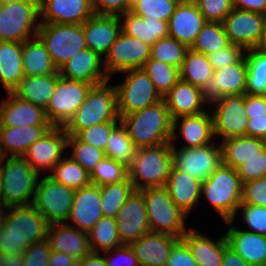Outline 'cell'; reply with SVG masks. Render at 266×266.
I'll return each instance as SVG.
<instances>
[{"instance_id": "cell-18", "label": "cell", "mask_w": 266, "mask_h": 266, "mask_svg": "<svg viewBox=\"0 0 266 266\" xmlns=\"http://www.w3.org/2000/svg\"><path fill=\"white\" fill-rule=\"evenodd\" d=\"M115 218L122 244H131L150 232L146 204L140 191L129 196Z\"/></svg>"}, {"instance_id": "cell-2", "label": "cell", "mask_w": 266, "mask_h": 266, "mask_svg": "<svg viewBox=\"0 0 266 266\" xmlns=\"http://www.w3.org/2000/svg\"><path fill=\"white\" fill-rule=\"evenodd\" d=\"M137 148L171 142L173 120L164 99L120 118Z\"/></svg>"}, {"instance_id": "cell-11", "label": "cell", "mask_w": 266, "mask_h": 266, "mask_svg": "<svg viewBox=\"0 0 266 266\" xmlns=\"http://www.w3.org/2000/svg\"><path fill=\"white\" fill-rule=\"evenodd\" d=\"M75 191L44 176L38 179L33 206L50 223H66Z\"/></svg>"}, {"instance_id": "cell-50", "label": "cell", "mask_w": 266, "mask_h": 266, "mask_svg": "<svg viewBox=\"0 0 266 266\" xmlns=\"http://www.w3.org/2000/svg\"><path fill=\"white\" fill-rule=\"evenodd\" d=\"M178 4L179 0H137L130 11L140 17L168 22Z\"/></svg>"}, {"instance_id": "cell-75", "label": "cell", "mask_w": 266, "mask_h": 266, "mask_svg": "<svg viewBox=\"0 0 266 266\" xmlns=\"http://www.w3.org/2000/svg\"><path fill=\"white\" fill-rule=\"evenodd\" d=\"M137 0H130L131 5H133Z\"/></svg>"}, {"instance_id": "cell-35", "label": "cell", "mask_w": 266, "mask_h": 266, "mask_svg": "<svg viewBox=\"0 0 266 266\" xmlns=\"http://www.w3.org/2000/svg\"><path fill=\"white\" fill-rule=\"evenodd\" d=\"M60 77L59 72L42 76H24L12 93L45 109Z\"/></svg>"}, {"instance_id": "cell-60", "label": "cell", "mask_w": 266, "mask_h": 266, "mask_svg": "<svg viewBox=\"0 0 266 266\" xmlns=\"http://www.w3.org/2000/svg\"><path fill=\"white\" fill-rule=\"evenodd\" d=\"M94 14L119 15L130 11V0H92Z\"/></svg>"}, {"instance_id": "cell-16", "label": "cell", "mask_w": 266, "mask_h": 266, "mask_svg": "<svg viewBox=\"0 0 266 266\" xmlns=\"http://www.w3.org/2000/svg\"><path fill=\"white\" fill-rule=\"evenodd\" d=\"M68 135L63 126H52L39 140L34 142L23 155L33 170L41 176V171H52L64 157Z\"/></svg>"}, {"instance_id": "cell-8", "label": "cell", "mask_w": 266, "mask_h": 266, "mask_svg": "<svg viewBox=\"0 0 266 266\" xmlns=\"http://www.w3.org/2000/svg\"><path fill=\"white\" fill-rule=\"evenodd\" d=\"M146 204L147 219L151 232L167 233L182 238L188 231L187 215L173 202L165 187L140 190Z\"/></svg>"}, {"instance_id": "cell-46", "label": "cell", "mask_w": 266, "mask_h": 266, "mask_svg": "<svg viewBox=\"0 0 266 266\" xmlns=\"http://www.w3.org/2000/svg\"><path fill=\"white\" fill-rule=\"evenodd\" d=\"M228 44L229 41L222 23L206 22L197 35L191 49L207 56Z\"/></svg>"}, {"instance_id": "cell-34", "label": "cell", "mask_w": 266, "mask_h": 266, "mask_svg": "<svg viewBox=\"0 0 266 266\" xmlns=\"http://www.w3.org/2000/svg\"><path fill=\"white\" fill-rule=\"evenodd\" d=\"M121 23V32L138 38L152 46L161 38L169 36L168 22L158 19L140 17L131 11L118 15Z\"/></svg>"}, {"instance_id": "cell-74", "label": "cell", "mask_w": 266, "mask_h": 266, "mask_svg": "<svg viewBox=\"0 0 266 266\" xmlns=\"http://www.w3.org/2000/svg\"><path fill=\"white\" fill-rule=\"evenodd\" d=\"M10 1H18V0H0V3L10 2Z\"/></svg>"}, {"instance_id": "cell-73", "label": "cell", "mask_w": 266, "mask_h": 266, "mask_svg": "<svg viewBox=\"0 0 266 266\" xmlns=\"http://www.w3.org/2000/svg\"><path fill=\"white\" fill-rule=\"evenodd\" d=\"M0 266H5L4 254L0 251Z\"/></svg>"}, {"instance_id": "cell-58", "label": "cell", "mask_w": 266, "mask_h": 266, "mask_svg": "<svg viewBox=\"0 0 266 266\" xmlns=\"http://www.w3.org/2000/svg\"><path fill=\"white\" fill-rule=\"evenodd\" d=\"M50 253L46 240L32 244L23 252V266H48Z\"/></svg>"}, {"instance_id": "cell-9", "label": "cell", "mask_w": 266, "mask_h": 266, "mask_svg": "<svg viewBox=\"0 0 266 266\" xmlns=\"http://www.w3.org/2000/svg\"><path fill=\"white\" fill-rule=\"evenodd\" d=\"M37 36L45 44L57 70L87 48L82 24L41 23Z\"/></svg>"}, {"instance_id": "cell-22", "label": "cell", "mask_w": 266, "mask_h": 266, "mask_svg": "<svg viewBox=\"0 0 266 266\" xmlns=\"http://www.w3.org/2000/svg\"><path fill=\"white\" fill-rule=\"evenodd\" d=\"M58 71L63 78L93 86L110 81L103 66V58L88 48L71 57Z\"/></svg>"}, {"instance_id": "cell-19", "label": "cell", "mask_w": 266, "mask_h": 266, "mask_svg": "<svg viewBox=\"0 0 266 266\" xmlns=\"http://www.w3.org/2000/svg\"><path fill=\"white\" fill-rule=\"evenodd\" d=\"M87 48L105 58L121 32L118 15L93 14L82 24Z\"/></svg>"}, {"instance_id": "cell-70", "label": "cell", "mask_w": 266, "mask_h": 266, "mask_svg": "<svg viewBox=\"0 0 266 266\" xmlns=\"http://www.w3.org/2000/svg\"><path fill=\"white\" fill-rule=\"evenodd\" d=\"M1 188H2V160L0 161V205H2L1 204V199H2V197H1Z\"/></svg>"}, {"instance_id": "cell-37", "label": "cell", "mask_w": 266, "mask_h": 266, "mask_svg": "<svg viewBox=\"0 0 266 266\" xmlns=\"http://www.w3.org/2000/svg\"><path fill=\"white\" fill-rule=\"evenodd\" d=\"M222 164L235 170L251 157L257 155L265 146L266 140L250 136L227 138L220 143Z\"/></svg>"}, {"instance_id": "cell-14", "label": "cell", "mask_w": 266, "mask_h": 266, "mask_svg": "<svg viewBox=\"0 0 266 266\" xmlns=\"http://www.w3.org/2000/svg\"><path fill=\"white\" fill-rule=\"evenodd\" d=\"M150 55V45L120 32L103 59V66L106 74L111 78L114 74L118 75L129 69H142Z\"/></svg>"}, {"instance_id": "cell-15", "label": "cell", "mask_w": 266, "mask_h": 266, "mask_svg": "<svg viewBox=\"0 0 266 266\" xmlns=\"http://www.w3.org/2000/svg\"><path fill=\"white\" fill-rule=\"evenodd\" d=\"M213 106L214 136L227 138L245 136L248 116L245 114V94L225 95L209 102Z\"/></svg>"}, {"instance_id": "cell-20", "label": "cell", "mask_w": 266, "mask_h": 266, "mask_svg": "<svg viewBox=\"0 0 266 266\" xmlns=\"http://www.w3.org/2000/svg\"><path fill=\"white\" fill-rule=\"evenodd\" d=\"M211 109L207 108L205 112L197 115L182 116L173 119L171 141H175L178 136L181 137L185 142L182 146L183 148L202 147L213 143L215 136L213 116L210 112ZM180 120L181 122L178 124ZM178 127L179 129H177ZM177 130H179L180 135H178Z\"/></svg>"}, {"instance_id": "cell-69", "label": "cell", "mask_w": 266, "mask_h": 266, "mask_svg": "<svg viewBox=\"0 0 266 266\" xmlns=\"http://www.w3.org/2000/svg\"><path fill=\"white\" fill-rule=\"evenodd\" d=\"M7 217V207L0 205V232L4 229Z\"/></svg>"}, {"instance_id": "cell-12", "label": "cell", "mask_w": 266, "mask_h": 266, "mask_svg": "<svg viewBox=\"0 0 266 266\" xmlns=\"http://www.w3.org/2000/svg\"><path fill=\"white\" fill-rule=\"evenodd\" d=\"M172 166L203 183L221 164L222 151L220 142L202 147L177 148L171 141Z\"/></svg>"}, {"instance_id": "cell-76", "label": "cell", "mask_w": 266, "mask_h": 266, "mask_svg": "<svg viewBox=\"0 0 266 266\" xmlns=\"http://www.w3.org/2000/svg\"><path fill=\"white\" fill-rule=\"evenodd\" d=\"M2 158H3V156H2V154H1V152H0V161L2 160Z\"/></svg>"}, {"instance_id": "cell-7", "label": "cell", "mask_w": 266, "mask_h": 266, "mask_svg": "<svg viewBox=\"0 0 266 266\" xmlns=\"http://www.w3.org/2000/svg\"><path fill=\"white\" fill-rule=\"evenodd\" d=\"M39 0L0 3V41L19 42L37 36L40 27Z\"/></svg>"}, {"instance_id": "cell-42", "label": "cell", "mask_w": 266, "mask_h": 266, "mask_svg": "<svg viewBox=\"0 0 266 266\" xmlns=\"http://www.w3.org/2000/svg\"><path fill=\"white\" fill-rule=\"evenodd\" d=\"M48 176L74 191L91 184L90 173L66 155L54 166Z\"/></svg>"}, {"instance_id": "cell-33", "label": "cell", "mask_w": 266, "mask_h": 266, "mask_svg": "<svg viewBox=\"0 0 266 266\" xmlns=\"http://www.w3.org/2000/svg\"><path fill=\"white\" fill-rule=\"evenodd\" d=\"M181 238L190 249L198 266H221L224 250L228 246L225 234L211 240L195 228L188 229Z\"/></svg>"}, {"instance_id": "cell-66", "label": "cell", "mask_w": 266, "mask_h": 266, "mask_svg": "<svg viewBox=\"0 0 266 266\" xmlns=\"http://www.w3.org/2000/svg\"><path fill=\"white\" fill-rule=\"evenodd\" d=\"M82 266H107L104 255L91 252L82 258Z\"/></svg>"}, {"instance_id": "cell-30", "label": "cell", "mask_w": 266, "mask_h": 266, "mask_svg": "<svg viewBox=\"0 0 266 266\" xmlns=\"http://www.w3.org/2000/svg\"><path fill=\"white\" fill-rule=\"evenodd\" d=\"M247 64L245 56L236 64L214 71L210 85L205 91L208 102L225 95L245 94Z\"/></svg>"}, {"instance_id": "cell-41", "label": "cell", "mask_w": 266, "mask_h": 266, "mask_svg": "<svg viewBox=\"0 0 266 266\" xmlns=\"http://www.w3.org/2000/svg\"><path fill=\"white\" fill-rule=\"evenodd\" d=\"M137 147L129 137L126 127L121 121L112 129L104 150L105 157L124 164L129 168L136 155Z\"/></svg>"}, {"instance_id": "cell-29", "label": "cell", "mask_w": 266, "mask_h": 266, "mask_svg": "<svg viewBox=\"0 0 266 266\" xmlns=\"http://www.w3.org/2000/svg\"><path fill=\"white\" fill-rule=\"evenodd\" d=\"M205 23L197 4L179 3L168 21L169 36L191 48Z\"/></svg>"}, {"instance_id": "cell-21", "label": "cell", "mask_w": 266, "mask_h": 266, "mask_svg": "<svg viewBox=\"0 0 266 266\" xmlns=\"http://www.w3.org/2000/svg\"><path fill=\"white\" fill-rule=\"evenodd\" d=\"M102 217L100 187L90 184L75 190L74 202L66 224L89 232Z\"/></svg>"}, {"instance_id": "cell-4", "label": "cell", "mask_w": 266, "mask_h": 266, "mask_svg": "<svg viewBox=\"0 0 266 266\" xmlns=\"http://www.w3.org/2000/svg\"><path fill=\"white\" fill-rule=\"evenodd\" d=\"M219 213L223 222L235 220L242 202L243 184L237 170L221 164L201 185V196Z\"/></svg>"}, {"instance_id": "cell-24", "label": "cell", "mask_w": 266, "mask_h": 266, "mask_svg": "<svg viewBox=\"0 0 266 266\" xmlns=\"http://www.w3.org/2000/svg\"><path fill=\"white\" fill-rule=\"evenodd\" d=\"M40 23L83 24L93 14L92 0H39Z\"/></svg>"}, {"instance_id": "cell-47", "label": "cell", "mask_w": 266, "mask_h": 266, "mask_svg": "<svg viewBox=\"0 0 266 266\" xmlns=\"http://www.w3.org/2000/svg\"><path fill=\"white\" fill-rule=\"evenodd\" d=\"M188 49L185 44L167 36L151 46L150 59L162 61L180 69Z\"/></svg>"}, {"instance_id": "cell-43", "label": "cell", "mask_w": 266, "mask_h": 266, "mask_svg": "<svg viewBox=\"0 0 266 266\" xmlns=\"http://www.w3.org/2000/svg\"><path fill=\"white\" fill-rule=\"evenodd\" d=\"M88 236L91 251L94 253H100V250L103 252L113 250L122 245L116 218L103 216L88 232Z\"/></svg>"}, {"instance_id": "cell-71", "label": "cell", "mask_w": 266, "mask_h": 266, "mask_svg": "<svg viewBox=\"0 0 266 266\" xmlns=\"http://www.w3.org/2000/svg\"><path fill=\"white\" fill-rule=\"evenodd\" d=\"M69 266H82V259H74Z\"/></svg>"}, {"instance_id": "cell-72", "label": "cell", "mask_w": 266, "mask_h": 266, "mask_svg": "<svg viewBox=\"0 0 266 266\" xmlns=\"http://www.w3.org/2000/svg\"><path fill=\"white\" fill-rule=\"evenodd\" d=\"M199 0H179V3L196 4Z\"/></svg>"}, {"instance_id": "cell-23", "label": "cell", "mask_w": 266, "mask_h": 266, "mask_svg": "<svg viewBox=\"0 0 266 266\" xmlns=\"http://www.w3.org/2000/svg\"><path fill=\"white\" fill-rule=\"evenodd\" d=\"M163 99L172 120L205 112L207 105H209L205 92L201 88L182 79L177 81Z\"/></svg>"}, {"instance_id": "cell-52", "label": "cell", "mask_w": 266, "mask_h": 266, "mask_svg": "<svg viewBox=\"0 0 266 266\" xmlns=\"http://www.w3.org/2000/svg\"><path fill=\"white\" fill-rule=\"evenodd\" d=\"M196 4L206 22L222 23L234 9L232 0H199Z\"/></svg>"}, {"instance_id": "cell-10", "label": "cell", "mask_w": 266, "mask_h": 266, "mask_svg": "<svg viewBox=\"0 0 266 266\" xmlns=\"http://www.w3.org/2000/svg\"><path fill=\"white\" fill-rule=\"evenodd\" d=\"M123 73L125 74L124 81L119 85H114L117 93L119 118L163 99L143 69H129L118 74Z\"/></svg>"}, {"instance_id": "cell-32", "label": "cell", "mask_w": 266, "mask_h": 266, "mask_svg": "<svg viewBox=\"0 0 266 266\" xmlns=\"http://www.w3.org/2000/svg\"><path fill=\"white\" fill-rule=\"evenodd\" d=\"M201 185L196 178L172 166L164 187L173 202L189 216L201 198Z\"/></svg>"}, {"instance_id": "cell-53", "label": "cell", "mask_w": 266, "mask_h": 266, "mask_svg": "<svg viewBox=\"0 0 266 266\" xmlns=\"http://www.w3.org/2000/svg\"><path fill=\"white\" fill-rule=\"evenodd\" d=\"M242 184L266 176V146L237 169Z\"/></svg>"}, {"instance_id": "cell-44", "label": "cell", "mask_w": 266, "mask_h": 266, "mask_svg": "<svg viewBox=\"0 0 266 266\" xmlns=\"http://www.w3.org/2000/svg\"><path fill=\"white\" fill-rule=\"evenodd\" d=\"M134 191L129 177L125 181L100 186L103 216L115 218Z\"/></svg>"}, {"instance_id": "cell-57", "label": "cell", "mask_w": 266, "mask_h": 266, "mask_svg": "<svg viewBox=\"0 0 266 266\" xmlns=\"http://www.w3.org/2000/svg\"><path fill=\"white\" fill-rule=\"evenodd\" d=\"M104 254L107 266H139L130 244H122L113 250L105 251Z\"/></svg>"}, {"instance_id": "cell-49", "label": "cell", "mask_w": 266, "mask_h": 266, "mask_svg": "<svg viewBox=\"0 0 266 266\" xmlns=\"http://www.w3.org/2000/svg\"><path fill=\"white\" fill-rule=\"evenodd\" d=\"M71 147V157L88 173L105 157L103 150L80 141L76 136L68 135L67 148Z\"/></svg>"}, {"instance_id": "cell-48", "label": "cell", "mask_w": 266, "mask_h": 266, "mask_svg": "<svg viewBox=\"0 0 266 266\" xmlns=\"http://www.w3.org/2000/svg\"><path fill=\"white\" fill-rule=\"evenodd\" d=\"M128 177V168L108 157H104L90 173L91 184L99 187L125 181Z\"/></svg>"}, {"instance_id": "cell-36", "label": "cell", "mask_w": 266, "mask_h": 266, "mask_svg": "<svg viewBox=\"0 0 266 266\" xmlns=\"http://www.w3.org/2000/svg\"><path fill=\"white\" fill-rule=\"evenodd\" d=\"M22 43L0 41V84L12 92L24 77Z\"/></svg>"}, {"instance_id": "cell-38", "label": "cell", "mask_w": 266, "mask_h": 266, "mask_svg": "<svg viewBox=\"0 0 266 266\" xmlns=\"http://www.w3.org/2000/svg\"><path fill=\"white\" fill-rule=\"evenodd\" d=\"M22 59L24 76H42L59 72L45 44L38 36L22 43Z\"/></svg>"}, {"instance_id": "cell-61", "label": "cell", "mask_w": 266, "mask_h": 266, "mask_svg": "<svg viewBox=\"0 0 266 266\" xmlns=\"http://www.w3.org/2000/svg\"><path fill=\"white\" fill-rule=\"evenodd\" d=\"M246 136L266 140V114L248 116Z\"/></svg>"}, {"instance_id": "cell-17", "label": "cell", "mask_w": 266, "mask_h": 266, "mask_svg": "<svg viewBox=\"0 0 266 266\" xmlns=\"http://www.w3.org/2000/svg\"><path fill=\"white\" fill-rule=\"evenodd\" d=\"M231 44L244 50L258 47L263 34V15L257 12L233 9L222 21Z\"/></svg>"}, {"instance_id": "cell-40", "label": "cell", "mask_w": 266, "mask_h": 266, "mask_svg": "<svg viewBox=\"0 0 266 266\" xmlns=\"http://www.w3.org/2000/svg\"><path fill=\"white\" fill-rule=\"evenodd\" d=\"M247 64L246 94L266 96V51L258 47L245 50Z\"/></svg>"}, {"instance_id": "cell-51", "label": "cell", "mask_w": 266, "mask_h": 266, "mask_svg": "<svg viewBox=\"0 0 266 266\" xmlns=\"http://www.w3.org/2000/svg\"><path fill=\"white\" fill-rule=\"evenodd\" d=\"M118 123L119 122L99 123L85 130L79 131L75 136L80 141L93 145L104 151L111 131Z\"/></svg>"}, {"instance_id": "cell-54", "label": "cell", "mask_w": 266, "mask_h": 266, "mask_svg": "<svg viewBox=\"0 0 266 266\" xmlns=\"http://www.w3.org/2000/svg\"><path fill=\"white\" fill-rule=\"evenodd\" d=\"M239 209H242L243 222L249 228L247 231L266 235V207L241 202Z\"/></svg>"}, {"instance_id": "cell-45", "label": "cell", "mask_w": 266, "mask_h": 266, "mask_svg": "<svg viewBox=\"0 0 266 266\" xmlns=\"http://www.w3.org/2000/svg\"><path fill=\"white\" fill-rule=\"evenodd\" d=\"M163 98L180 79L179 68L162 61L148 59L142 67Z\"/></svg>"}, {"instance_id": "cell-39", "label": "cell", "mask_w": 266, "mask_h": 266, "mask_svg": "<svg viewBox=\"0 0 266 266\" xmlns=\"http://www.w3.org/2000/svg\"><path fill=\"white\" fill-rule=\"evenodd\" d=\"M180 79L201 88L208 89L214 70L208 57L189 48L179 69Z\"/></svg>"}, {"instance_id": "cell-3", "label": "cell", "mask_w": 266, "mask_h": 266, "mask_svg": "<svg viewBox=\"0 0 266 266\" xmlns=\"http://www.w3.org/2000/svg\"><path fill=\"white\" fill-rule=\"evenodd\" d=\"M110 81L93 86L82 105L63 126L67 135L75 136L79 131L105 122H120L117 111V93Z\"/></svg>"}, {"instance_id": "cell-31", "label": "cell", "mask_w": 266, "mask_h": 266, "mask_svg": "<svg viewBox=\"0 0 266 266\" xmlns=\"http://www.w3.org/2000/svg\"><path fill=\"white\" fill-rule=\"evenodd\" d=\"M52 125L0 127V152L3 157H23L27 149L39 140Z\"/></svg>"}, {"instance_id": "cell-55", "label": "cell", "mask_w": 266, "mask_h": 266, "mask_svg": "<svg viewBox=\"0 0 266 266\" xmlns=\"http://www.w3.org/2000/svg\"><path fill=\"white\" fill-rule=\"evenodd\" d=\"M245 55V50L237 45L229 43L227 46L207 55L209 63L214 71L227 65L238 63Z\"/></svg>"}, {"instance_id": "cell-26", "label": "cell", "mask_w": 266, "mask_h": 266, "mask_svg": "<svg viewBox=\"0 0 266 266\" xmlns=\"http://www.w3.org/2000/svg\"><path fill=\"white\" fill-rule=\"evenodd\" d=\"M179 239L171 234L150 231L130 246L139 266H166L170 251Z\"/></svg>"}, {"instance_id": "cell-56", "label": "cell", "mask_w": 266, "mask_h": 266, "mask_svg": "<svg viewBox=\"0 0 266 266\" xmlns=\"http://www.w3.org/2000/svg\"><path fill=\"white\" fill-rule=\"evenodd\" d=\"M242 202L266 207V176L243 184Z\"/></svg>"}, {"instance_id": "cell-68", "label": "cell", "mask_w": 266, "mask_h": 266, "mask_svg": "<svg viewBox=\"0 0 266 266\" xmlns=\"http://www.w3.org/2000/svg\"><path fill=\"white\" fill-rule=\"evenodd\" d=\"M262 15H263V34L258 48L266 51V12Z\"/></svg>"}, {"instance_id": "cell-13", "label": "cell", "mask_w": 266, "mask_h": 266, "mask_svg": "<svg viewBox=\"0 0 266 266\" xmlns=\"http://www.w3.org/2000/svg\"><path fill=\"white\" fill-rule=\"evenodd\" d=\"M93 85L60 77L45 108L52 126H64L82 105Z\"/></svg>"}, {"instance_id": "cell-25", "label": "cell", "mask_w": 266, "mask_h": 266, "mask_svg": "<svg viewBox=\"0 0 266 266\" xmlns=\"http://www.w3.org/2000/svg\"><path fill=\"white\" fill-rule=\"evenodd\" d=\"M8 99L0 104V127H19L27 125H52L45 109L7 92Z\"/></svg>"}, {"instance_id": "cell-28", "label": "cell", "mask_w": 266, "mask_h": 266, "mask_svg": "<svg viewBox=\"0 0 266 266\" xmlns=\"http://www.w3.org/2000/svg\"><path fill=\"white\" fill-rule=\"evenodd\" d=\"M233 223L234 220L225 222L229 227L224 233L228 246L236 251L250 266H265L266 235L235 228Z\"/></svg>"}, {"instance_id": "cell-1", "label": "cell", "mask_w": 266, "mask_h": 266, "mask_svg": "<svg viewBox=\"0 0 266 266\" xmlns=\"http://www.w3.org/2000/svg\"><path fill=\"white\" fill-rule=\"evenodd\" d=\"M49 226L33 205L7 207L4 229L0 232V251L23 255L30 245L46 240Z\"/></svg>"}, {"instance_id": "cell-64", "label": "cell", "mask_w": 266, "mask_h": 266, "mask_svg": "<svg viewBox=\"0 0 266 266\" xmlns=\"http://www.w3.org/2000/svg\"><path fill=\"white\" fill-rule=\"evenodd\" d=\"M221 266H250L236 251L227 246Z\"/></svg>"}, {"instance_id": "cell-27", "label": "cell", "mask_w": 266, "mask_h": 266, "mask_svg": "<svg viewBox=\"0 0 266 266\" xmlns=\"http://www.w3.org/2000/svg\"><path fill=\"white\" fill-rule=\"evenodd\" d=\"M46 241L51 251L63 252L75 259L90 254L88 232L81 231L66 223L50 224Z\"/></svg>"}, {"instance_id": "cell-62", "label": "cell", "mask_w": 266, "mask_h": 266, "mask_svg": "<svg viewBox=\"0 0 266 266\" xmlns=\"http://www.w3.org/2000/svg\"><path fill=\"white\" fill-rule=\"evenodd\" d=\"M245 114L247 116L266 114V96L245 93Z\"/></svg>"}, {"instance_id": "cell-59", "label": "cell", "mask_w": 266, "mask_h": 266, "mask_svg": "<svg viewBox=\"0 0 266 266\" xmlns=\"http://www.w3.org/2000/svg\"><path fill=\"white\" fill-rule=\"evenodd\" d=\"M166 266H198L186 243L179 239L172 247Z\"/></svg>"}, {"instance_id": "cell-63", "label": "cell", "mask_w": 266, "mask_h": 266, "mask_svg": "<svg viewBox=\"0 0 266 266\" xmlns=\"http://www.w3.org/2000/svg\"><path fill=\"white\" fill-rule=\"evenodd\" d=\"M235 9L264 14L266 12V0H232Z\"/></svg>"}, {"instance_id": "cell-5", "label": "cell", "mask_w": 266, "mask_h": 266, "mask_svg": "<svg viewBox=\"0 0 266 266\" xmlns=\"http://www.w3.org/2000/svg\"><path fill=\"white\" fill-rule=\"evenodd\" d=\"M172 167L171 143L137 148L129 179L135 191L164 187Z\"/></svg>"}, {"instance_id": "cell-67", "label": "cell", "mask_w": 266, "mask_h": 266, "mask_svg": "<svg viewBox=\"0 0 266 266\" xmlns=\"http://www.w3.org/2000/svg\"><path fill=\"white\" fill-rule=\"evenodd\" d=\"M5 266H23V256L5 253Z\"/></svg>"}, {"instance_id": "cell-6", "label": "cell", "mask_w": 266, "mask_h": 266, "mask_svg": "<svg viewBox=\"0 0 266 266\" xmlns=\"http://www.w3.org/2000/svg\"><path fill=\"white\" fill-rule=\"evenodd\" d=\"M39 177L40 175L23 157H3L2 206L9 208L32 205Z\"/></svg>"}, {"instance_id": "cell-65", "label": "cell", "mask_w": 266, "mask_h": 266, "mask_svg": "<svg viewBox=\"0 0 266 266\" xmlns=\"http://www.w3.org/2000/svg\"><path fill=\"white\" fill-rule=\"evenodd\" d=\"M74 259L63 252L51 251L48 266H69Z\"/></svg>"}]
</instances>
